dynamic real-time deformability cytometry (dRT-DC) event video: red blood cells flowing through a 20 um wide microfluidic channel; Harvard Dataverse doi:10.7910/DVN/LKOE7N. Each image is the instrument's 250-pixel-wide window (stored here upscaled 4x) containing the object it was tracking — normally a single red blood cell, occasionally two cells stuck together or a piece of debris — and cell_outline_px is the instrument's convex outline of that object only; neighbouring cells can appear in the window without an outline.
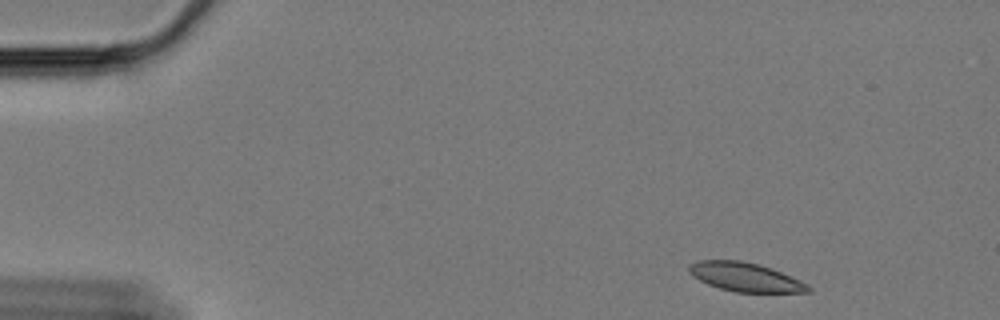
{"species": "Egyptian fruit bat (a non-hibernating species)", "species_latin": "Rousettus aegyptiacus", "temperature_condition": "cold", "stored_images_in_passage": 55, "camera_frame_rate_fps": 3000, "um_per_image_px": 0.085, "animal": {"sex": "female"}, "frame": {"image": 1, "passage_image": 2, "time_ms": 0.333, "image_size_px": [1000, 320], "cell_outline_px": [[812, 292], [736, 292], [720, 288], [708, 284], [692, 276], [688, 272], [688, 264], [700, 260], [740, 260], [760, 264], [772, 268], [808, 284], [812, 288]], "centroid_in_image_um": [63.34, 23.54], "position_along_channel_um": 21.7, "area_um2": 20.11}}
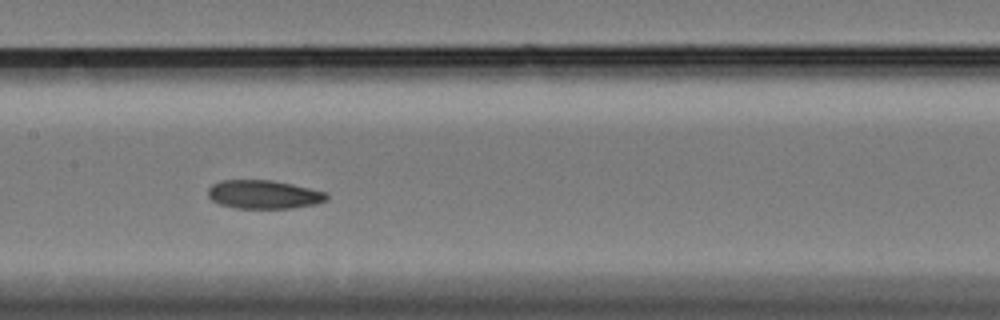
{"frame": {"image": 2, "passage_image": 25, "time_ms": 8.0, "image_size_px": [1000, 320], "cell_outline_px": [[328, 200], [316, 204], [292, 208], [236, 208], [220, 204], [212, 200], [208, 196], [208, 188], [212, 184], [220, 180], [272, 180], [292, 184], [328, 192]], "centroid_in_image_um": [22.44, 16.52], "position_along_channel_um": 185.0, "area_um2": 19.88}}
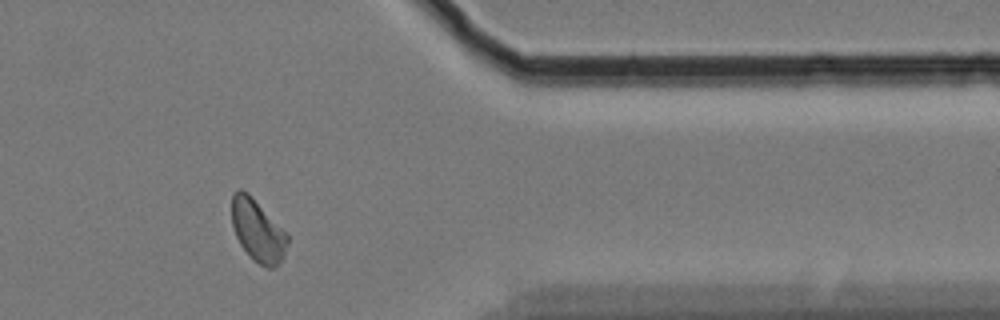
{"frame": {"image": 3, "passage_image": 45, "time_ms": 14.667, "image_size_px": [1000, 320], "cell_outline_px": [[288, 244], [284, 256], [280, 264], [272, 268], [268, 268], [252, 260], [240, 244], [236, 236], [232, 224], [232, 192], [236, 188], [240, 188], [248, 192], [288, 232]], "centroid_in_image_um": [21.92, 19.58], "position_along_channel_um": 389.5, "area_um2": 20.63}, "authors_computed_cell_mechanics": {"area_um2": 20.1722, "velocity_mm_per_s": 3.3, "shape_relaxation_time_tau1_ms": null, "shape_relaxation_time_tau2_ms": 3.7234, "deformation_change_tau1": null, "deformation_change_tau2": 0.0838}}